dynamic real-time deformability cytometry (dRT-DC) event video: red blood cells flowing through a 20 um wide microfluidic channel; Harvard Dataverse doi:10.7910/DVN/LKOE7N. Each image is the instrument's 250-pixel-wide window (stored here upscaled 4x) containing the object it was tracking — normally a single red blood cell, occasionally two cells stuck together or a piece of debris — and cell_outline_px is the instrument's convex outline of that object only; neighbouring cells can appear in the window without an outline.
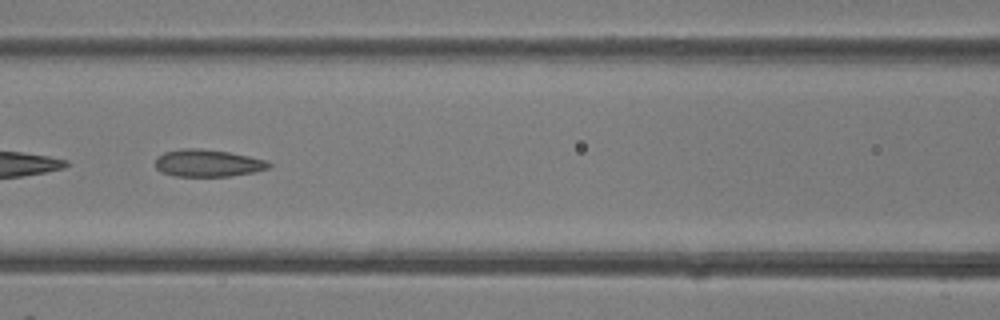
{"species": "common noctule bat (a hibernating species)", "species_latin": "Nyctalus noctula", "temperature_condition": "room temperature", "stored_images_in_passage": 38, "camera_frame_rate_fps": 3000, "um_per_image_px": 0.085, "animal": {"sex": "female"}, "frame": {"image": 1, "passage_image": 17, "time_ms": 5.333, "image_size_px": [1000, 320], "cell_outline_px": [[272, 164], [268, 168], [256, 172], [232, 176], [172, 176], [160, 172], [156, 168], [156, 156], [164, 152], [184, 148], [200, 148], [228, 152], [268, 160]], "centroid_in_image_um": [17.66, 13.87], "position_along_channel_um": 148.9, "area_um2": 18.21}}
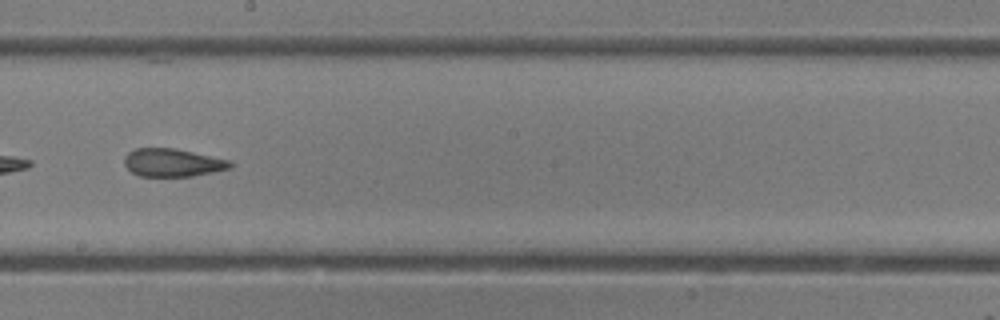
{"frame": {"image": 2, "passage_image": 22, "time_ms": 7.0, "image_size_px": [1000, 320], "cell_outline_px": [[236, 164], [232, 168], [192, 176], [140, 176], [132, 172], [124, 164], [124, 156], [128, 152], [136, 148], [176, 148], [228, 160]], "centroid_in_image_um": [14.68, 13.82], "position_along_channel_um": 233.5, "area_um2": 17.28}}
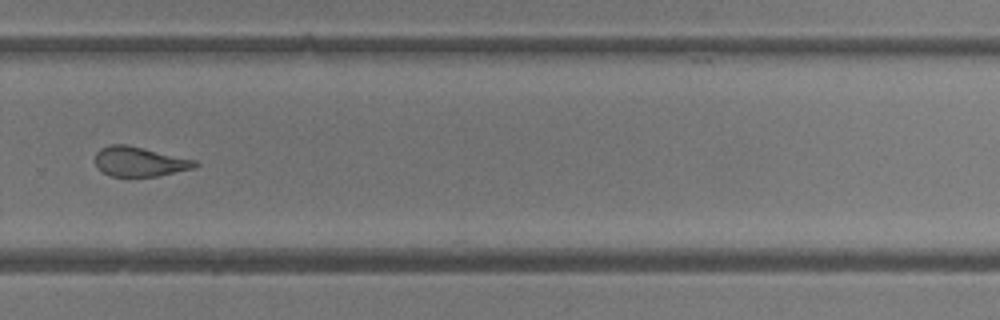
{"frame": {"image": 3, "passage_image": 27, "time_ms": 8.667, "image_size_px": [1000, 320], "cell_outline_px": [[200, 164], [196, 168], [156, 176], [112, 176], [96, 168], [96, 152], [100, 148], [108, 144], [128, 144], [196, 160]], "centroid_in_image_um": [11.87, 13.72], "position_along_channel_um": 317.9, "area_um2": 17.4}}